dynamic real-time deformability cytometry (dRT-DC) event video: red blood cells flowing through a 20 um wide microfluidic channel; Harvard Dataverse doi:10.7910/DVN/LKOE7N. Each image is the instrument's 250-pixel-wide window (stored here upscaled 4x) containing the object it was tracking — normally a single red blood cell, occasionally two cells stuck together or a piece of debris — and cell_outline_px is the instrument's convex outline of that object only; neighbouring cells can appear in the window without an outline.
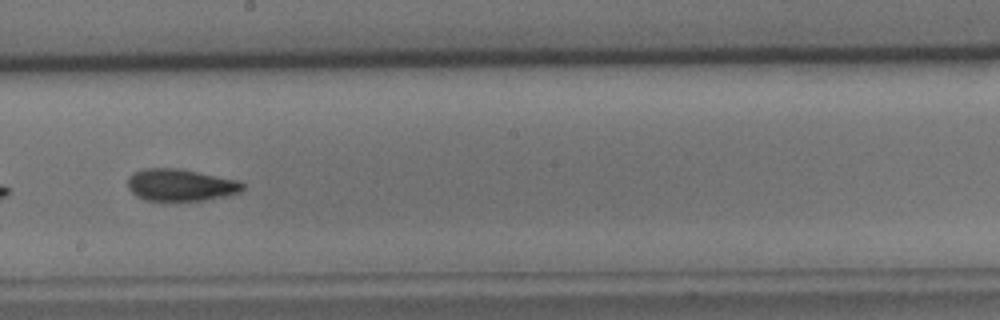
{"species": "common noctule bat (a hibernating species)", "species_latin": "Nyctalus noctula", "temperature_condition": "cold", "stored_images_in_passage": 10, "camera_frame_rate_fps": 3000, "um_per_image_px": 0.085, "animal": {"sex": "male", "body_mass_g": 15.6}, "frame": {"image": 1, "passage_image": 9, "time_ms": 9.667, "image_size_px": [1000, 320], "cell_outline_px": [[244, 188], [240, 192], [228, 196], [204, 200], [144, 200], [136, 196], [128, 188], [128, 176], [132, 172], [144, 168], [180, 168], [240, 180], [244, 184]], "centroid_in_image_um": [15.36, 15.71], "position_along_channel_um": 232.8, "area_um2": 21.73}}
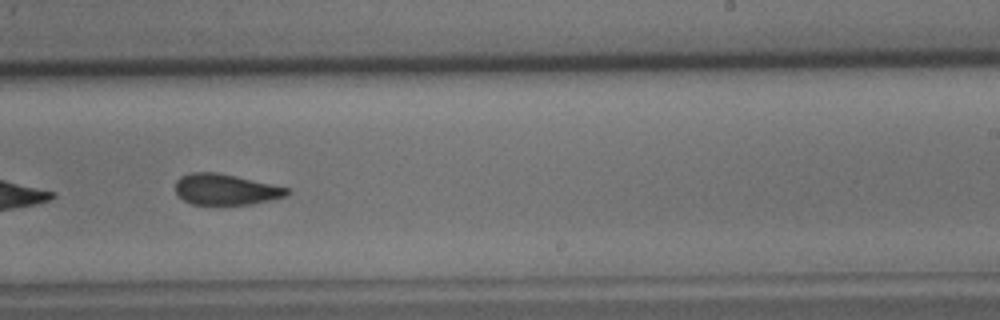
{"frame": {"image": 2, "passage_image": 10, "time_ms": 10.667, "image_size_px": [1000, 320], "cell_outline_px": [[292, 192], [288, 196], [252, 204], [192, 204], [184, 200], [176, 192], [176, 180], [180, 176], [188, 172], [216, 172], [236, 176], [288, 188]], "centroid_in_image_um": [19.19, 16.09], "position_along_channel_um": 269.8, "area_um2": 20.06}}